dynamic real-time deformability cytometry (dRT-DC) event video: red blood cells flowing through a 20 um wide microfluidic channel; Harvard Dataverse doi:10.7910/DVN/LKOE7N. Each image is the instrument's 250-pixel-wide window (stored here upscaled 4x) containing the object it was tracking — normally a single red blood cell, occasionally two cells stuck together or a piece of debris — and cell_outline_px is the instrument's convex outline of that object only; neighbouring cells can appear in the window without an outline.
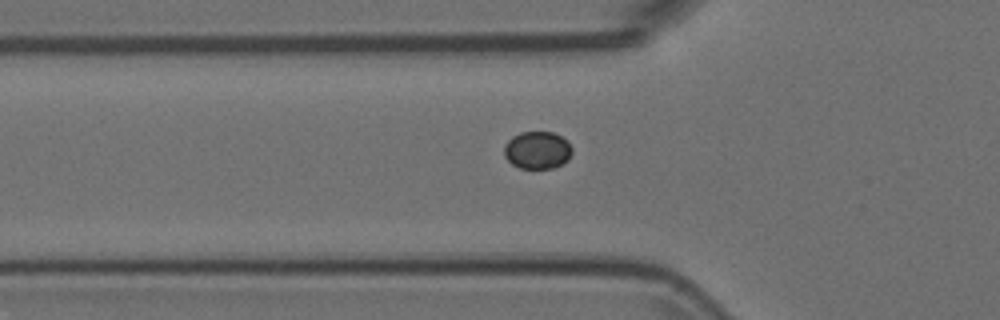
{"species": "Egyptian fruit bat (a non-hibernating species)", "species_latin": "Rousettus aegyptiacus", "temperature_condition": "room temperature", "stored_images_in_passage": 36, "camera_frame_rate_fps": 3000, "um_per_image_px": 0.085, "animal": {"sex": "female"}, "frame": {"image": 1, "passage_image": 6, "time_ms": 1.667, "image_size_px": [1000, 320], "cell_outline_px": [[572, 152], [568, 160], [552, 168], [520, 168], [512, 164], [504, 156], [504, 144], [512, 136], [520, 132], [552, 132], [568, 140], [572, 148]], "centroid_in_image_um": [45.66, 12.75], "position_along_channel_um": 80.1, "area_um2": 14.91}}
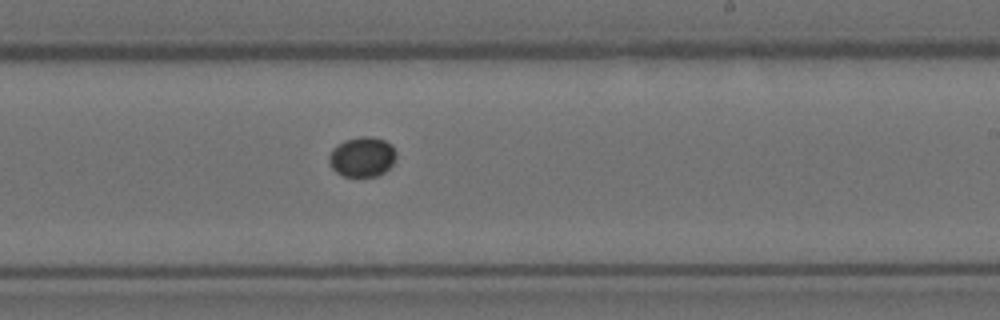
{"frame": {"image": 2, "passage_image": 20, "time_ms": 6.333, "image_size_px": [1000, 320], "cell_outline_px": [[396, 156], [392, 164], [384, 172], [376, 176], [344, 176], [336, 172], [332, 168], [328, 160], [328, 156], [332, 148], [336, 144], [344, 140], [360, 136], [368, 136], [384, 140], [392, 144], [396, 152]], "centroid_in_image_um": [30.76, 13.32], "position_along_channel_um": 258.2, "area_um2": 15.72}}
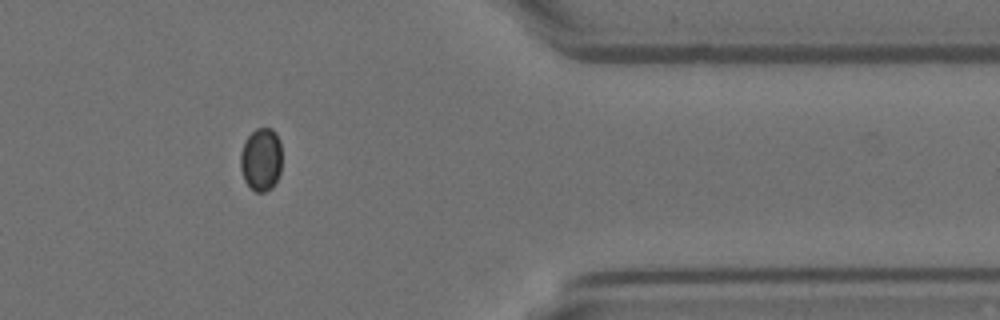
{"frame": {"image": 3, "passage_image": 32, "time_ms": 10.333, "image_size_px": [1000, 320], "cell_outline_px": [[280, 172], [272, 188], [264, 192], [256, 192], [244, 180], [240, 168], [240, 152], [248, 136], [256, 128], [272, 128], [276, 132], [280, 140]], "centroid_in_image_um": [22.19, 13.54], "position_along_channel_um": 389.2, "area_um2": 15.2}}